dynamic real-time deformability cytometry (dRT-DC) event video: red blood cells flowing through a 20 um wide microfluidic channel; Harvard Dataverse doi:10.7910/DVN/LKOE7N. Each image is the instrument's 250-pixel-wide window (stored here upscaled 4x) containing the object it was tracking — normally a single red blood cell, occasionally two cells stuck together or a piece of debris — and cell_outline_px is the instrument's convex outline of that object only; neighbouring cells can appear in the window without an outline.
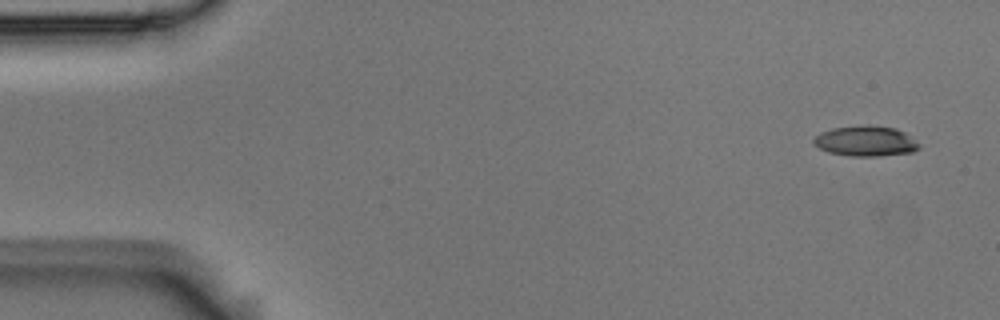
{"species": "Egyptian fruit bat (a non-hibernating species)", "species_latin": "Rousettus aegyptiacus", "temperature_condition": "room temperature", "stored_images_in_passage": 6, "camera_frame_rate_fps": 3000, "um_per_image_px": 0.085, "animal": {"sex": "male"}, "frame": {"image": 1, "passage_image": 1, "time_ms": 0.0, "image_size_px": [1000, 320], "cell_outline_px": [[920, 148], [912, 152], [876, 156], [852, 156], [828, 152], [820, 148], [812, 140], [820, 132], [832, 128], [864, 124], [868, 124], [896, 128], [904, 132], [920, 144]], "centroid_in_image_um": [73.59, 11.97], "position_along_channel_um": 11.4, "area_um2": 18.67}}
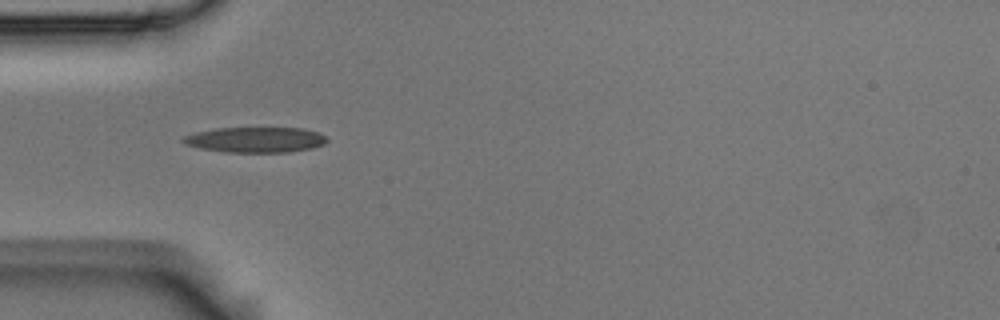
{"frame": {"image": 2, "passage_image": 5, "time_ms": 1.333, "image_size_px": [1000, 320], "cell_outline_px": [[328, 140], [324, 144], [312, 148], [288, 152], [224, 152], [200, 148], [184, 144], [180, 140], [184, 136], [196, 132], [216, 128], [304, 128], [320, 132]], "centroid_in_image_um": [21.71, 11.87], "position_along_channel_um": 63.3, "area_um2": 21.39}}
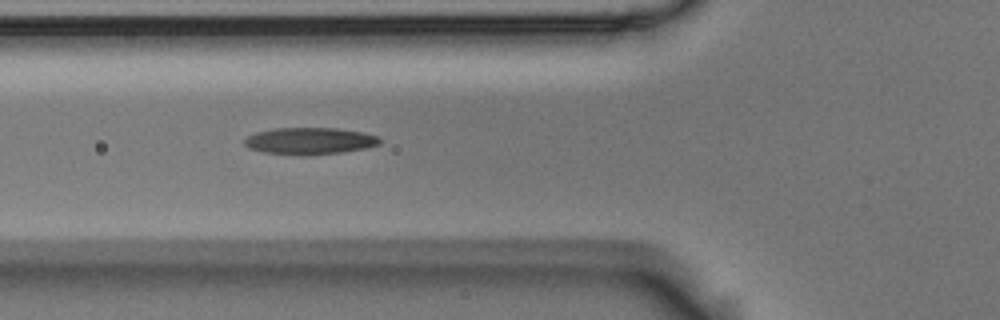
{"frame": {"image": 3, "passage_image": 6, "time_ms": 1.667, "image_size_px": [1000, 320], "cell_outline_px": [[380, 144], [364, 148], [340, 152], [304, 156], [264, 152], [248, 148], [244, 144], [244, 140], [248, 136], [256, 132], [276, 128], [336, 128], [364, 132], [380, 136]], "centroid_in_image_um": [26.33, 11.98], "position_along_channel_um": 99.5, "area_um2": 21.21}}